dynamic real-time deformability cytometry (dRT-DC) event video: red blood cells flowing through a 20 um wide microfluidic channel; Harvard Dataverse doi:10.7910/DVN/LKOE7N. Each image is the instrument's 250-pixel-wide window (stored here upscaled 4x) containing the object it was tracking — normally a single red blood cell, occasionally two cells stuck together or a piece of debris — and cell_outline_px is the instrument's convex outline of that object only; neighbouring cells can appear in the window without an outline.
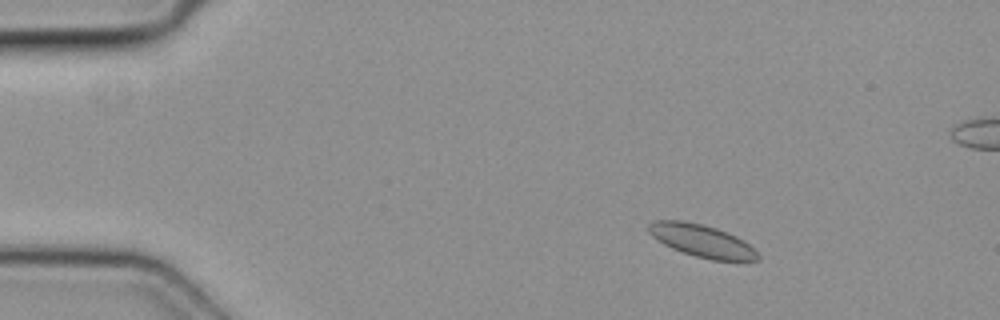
{"species": "common noctule bat (a hibernating species)", "species_latin": "Nyctalus noctula", "temperature_condition": "cold", "stored_images_in_passage": 5, "camera_frame_rate_fps": 3000, "um_per_image_px": 0.085, "animal": {"sex": "female", "body_mass_g": 19.3, "forearm_length_mm": 54.1}, "frame": {"image": 1, "passage_image": 3, "time_ms": 0.667, "image_size_px": [1000, 320], "cell_outline_px": [[760, 256], [756, 260], [712, 260], [696, 256], [672, 248], [664, 244], [652, 236], [648, 232], [648, 224], [652, 220], [680, 220], [704, 224], [716, 228], [736, 236], [744, 240]], "centroid_in_image_um": [59.61, 20.44], "position_along_channel_um": 25.4, "area_um2": 20.46}}